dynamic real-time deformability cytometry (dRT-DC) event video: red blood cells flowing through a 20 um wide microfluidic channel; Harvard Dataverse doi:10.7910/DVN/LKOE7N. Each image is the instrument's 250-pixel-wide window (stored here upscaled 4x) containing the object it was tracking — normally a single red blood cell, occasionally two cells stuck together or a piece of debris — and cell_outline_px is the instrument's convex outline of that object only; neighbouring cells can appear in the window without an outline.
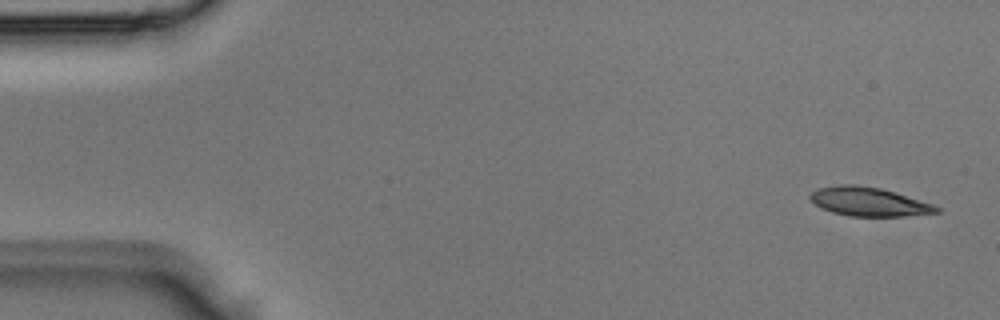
{"species": "Egyptian fruit bat (a non-hibernating species)", "species_latin": "Rousettus aegyptiacus", "temperature_condition": "room temperature", "stored_images_in_passage": 3, "segment_of_instrument_passage": [2, 2], "camera_frame_rate_fps": 3000, "um_per_image_px": 0.085, "animal": {"sex": "male"}, "frame": {"image": 1, "passage_image": 3, "time_ms": 0.667, "image_size_px": [1000, 320], "cell_outline_px": [[940, 212], [904, 216], [848, 216], [832, 212], [816, 204], [808, 196], [812, 192], [820, 188], [840, 184], [856, 184], [880, 188], [896, 192], [932, 204], [940, 208]], "centroid_in_image_um": [73.86, 17.14], "position_along_channel_um": 11.1, "area_um2": 21.04}}